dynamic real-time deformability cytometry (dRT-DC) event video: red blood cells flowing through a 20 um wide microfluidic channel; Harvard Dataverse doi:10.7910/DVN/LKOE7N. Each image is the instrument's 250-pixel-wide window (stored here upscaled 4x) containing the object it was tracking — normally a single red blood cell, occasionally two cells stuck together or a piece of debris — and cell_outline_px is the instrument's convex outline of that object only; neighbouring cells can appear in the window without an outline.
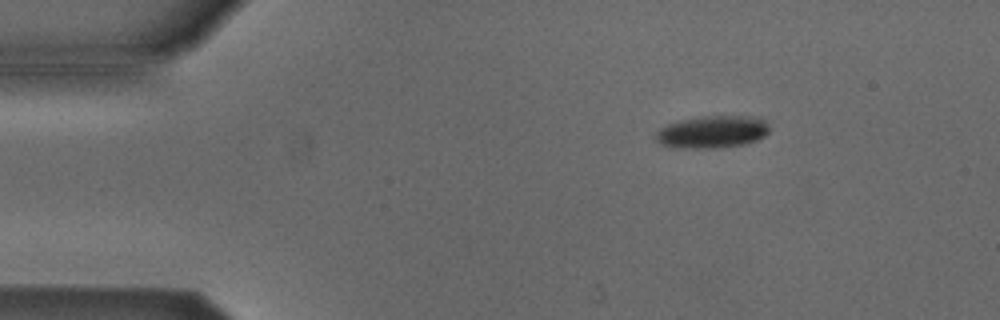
{"species": "Egyptian fruit bat (a non-hibernating species)", "species_latin": "Rousettus aegyptiacus", "temperature_condition": "cold", "stored_images_in_passage": 4, "camera_frame_rate_fps": 3000, "um_per_image_px": 0.085, "animal": {"sex": "male"}, "frame": {"image": 1, "passage_image": 2, "time_ms": 1.333, "image_size_px": [1000, 320], "cell_outline_px": [[768, 132], [764, 136], [748, 144], [720, 148], [676, 148], [660, 144], [656, 140], [656, 132], [660, 128], [668, 124], [680, 120], [704, 116], [748, 116], [764, 120], [768, 128]], "centroid_in_image_um": [60.52, 11.23], "position_along_channel_um": 24.5, "area_um2": 21.44}}